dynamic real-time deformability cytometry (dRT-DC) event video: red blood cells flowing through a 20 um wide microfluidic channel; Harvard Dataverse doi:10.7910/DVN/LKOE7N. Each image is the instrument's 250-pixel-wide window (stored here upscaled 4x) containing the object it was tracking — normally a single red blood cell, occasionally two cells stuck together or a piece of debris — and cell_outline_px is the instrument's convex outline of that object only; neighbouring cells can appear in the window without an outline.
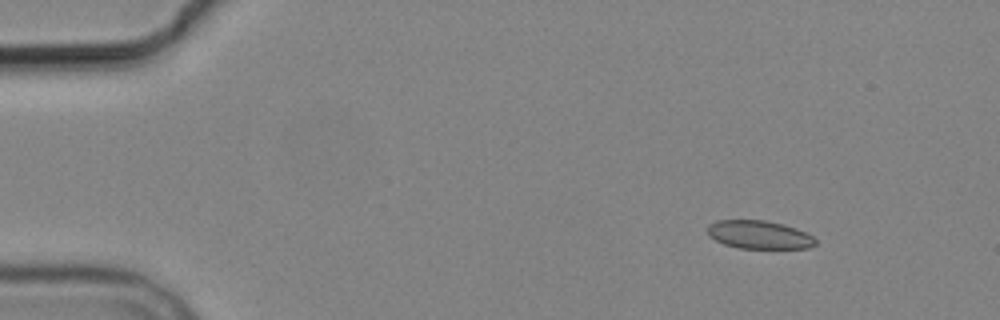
{"species": "common noctule bat (a hibernating species)", "species_latin": "Nyctalus noctula", "temperature_condition": "cold", "stored_images_in_passage": 6, "camera_frame_rate_fps": 3000, "um_per_image_px": 0.085, "animal": {"sex": "male", "body_mass_g": 19.2, "forearm_length_mm": 51.8}, "frame": {"image": 1, "passage_image": 2, "time_ms": 1.0, "image_size_px": [1000, 320], "cell_outline_px": [[816, 244], [808, 248], [740, 248], [724, 244], [708, 236], [708, 224], [716, 220], [764, 220], [784, 224], [796, 228], [812, 236], [816, 240]], "centroid_in_image_um": [64.51, 19.94], "position_along_channel_um": 20.5, "area_um2": 17.74}}
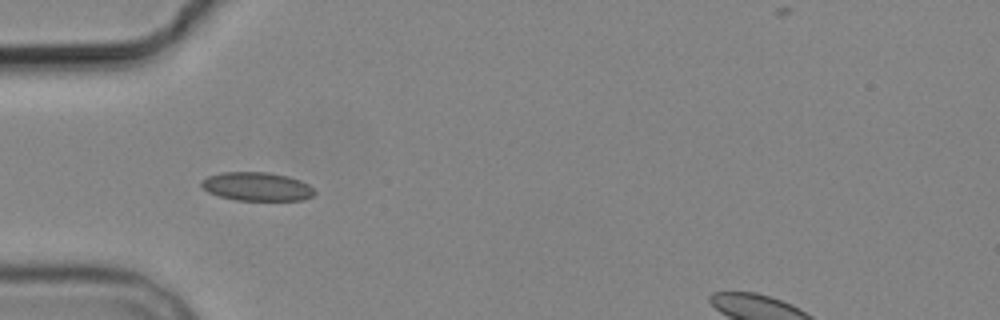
{"frame": {"image": 2, "passage_image": 5, "time_ms": 4.667, "image_size_px": [1000, 320], "cell_outline_px": [[316, 192], [312, 196], [304, 200], [236, 200], [220, 196], [208, 192], [200, 184], [208, 176], [220, 172], [268, 172], [288, 176], [300, 180], [308, 184]], "centroid_in_image_um": [21.85, 15.85], "position_along_channel_um": 63.1, "area_um2": 18.79}}
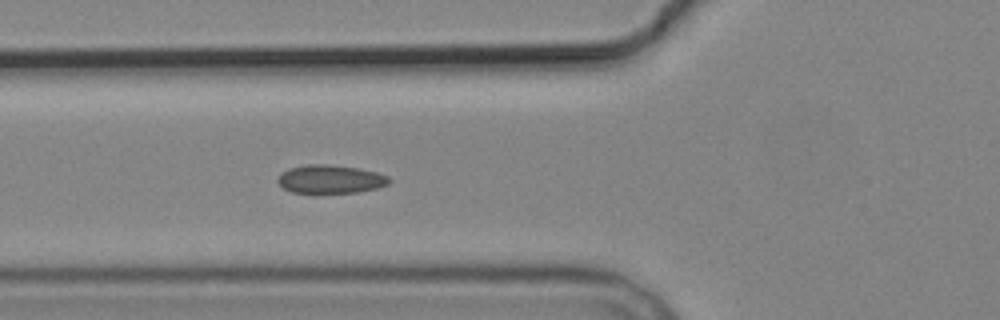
{"frame": {"image": 3, "passage_image": 6, "time_ms": 5.667, "image_size_px": [1000, 320], "cell_outline_px": [[392, 180], [388, 184], [380, 188], [356, 192], [292, 192], [284, 188], [276, 180], [288, 168], [304, 164], [328, 164], [356, 168], [376, 172], [388, 176]], "centroid_in_image_um": [28.11, 15.22], "position_along_channel_um": 97.7, "area_um2": 18.26}}